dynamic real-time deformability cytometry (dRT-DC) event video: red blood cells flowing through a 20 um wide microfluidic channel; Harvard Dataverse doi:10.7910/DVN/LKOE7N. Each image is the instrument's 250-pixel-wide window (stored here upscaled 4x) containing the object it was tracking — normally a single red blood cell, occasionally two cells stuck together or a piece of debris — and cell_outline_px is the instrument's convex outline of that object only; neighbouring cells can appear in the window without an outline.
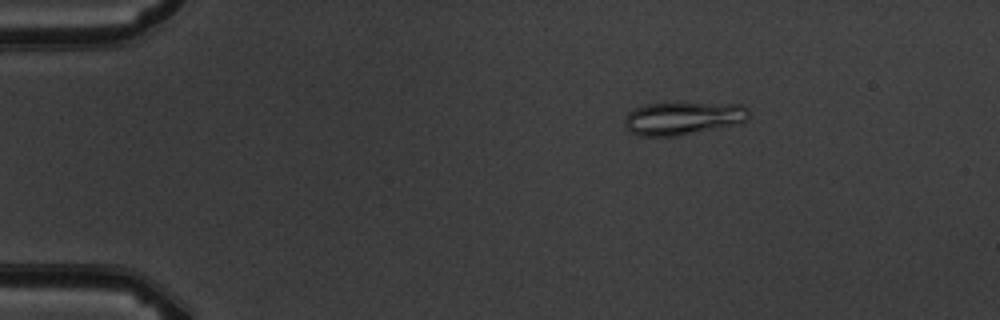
{"species": "common noctule bat (a hibernating species)", "species_latin": "Nyctalus noctula", "temperature_condition": "warm", "stored_images_in_passage": 4, "camera_frame_rate_fps": 3000, "um_per_image_px": 0.085, "animal": {"sex": "male", "body_mass_g": 19.5, "forearm_length_mm": 54.6}, "frame": {"image": 1, "passage_image": 2, "time_ms": 1.0, "image_size_px": [1000, 320], "cell_outline_px": [[748, 120], [740, 124], [676, 136], [636, 136], [628, 132], [624, 124], [624, 120], [628, 112], [644, 104], [744, 104], [748, 108]], "centroid_in_image_um": [58.04, 10.08], "position_along_channel_um": 27.0, "area_um2": 23.87}}
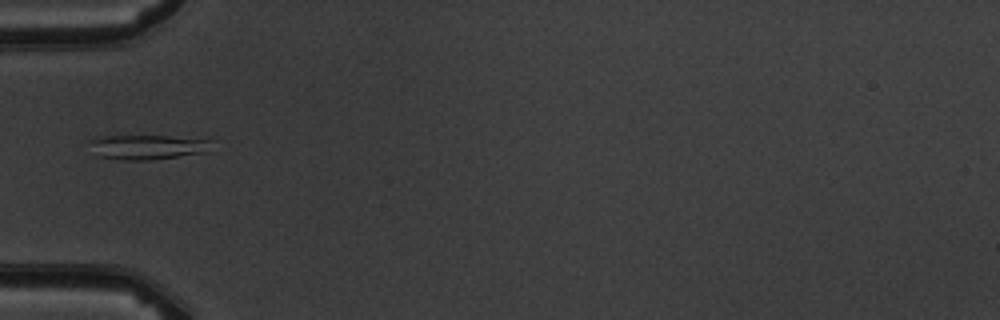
{"frame": {"image": 2, "passage_image": 4, "time_ms": 4.0, "image_size_px": [1000, 320], "cell_outline_px": [[212, 140], [204, 152], [148, 160], [124, 160], [96, 156], [88, 140], [100, 136], [168, 136]], "centroid_in_image_um": [12.42, 12.49], "position_along_channel_um": 72.6, "area_um2": 17.17}}